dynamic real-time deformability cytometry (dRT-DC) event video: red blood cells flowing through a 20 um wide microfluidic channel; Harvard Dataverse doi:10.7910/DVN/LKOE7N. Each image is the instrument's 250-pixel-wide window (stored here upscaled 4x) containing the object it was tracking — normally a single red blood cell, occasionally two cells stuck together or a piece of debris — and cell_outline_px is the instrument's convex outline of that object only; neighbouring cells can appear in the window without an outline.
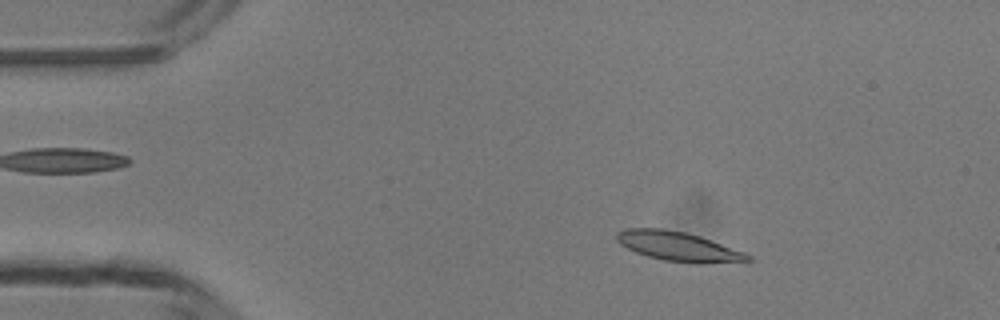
{"species": "common noctule bat (a hibernating species)", "species_latin": "Nyctalus noctula", "temperature_condition": "room temperature", "stored_images_in_passage": 5, "camera_frame_rate_fps": 3000, "um_per_image_px": 0.085, "animal": {"sex": "male", "body_mass_g": 13.3}, "frame": {"image": 1, "passage_image": 2, "time_ms": 1.0, "image_size_px": [1000, 320], "cell_outline_px": [[752, 260], [704, 264], [692, 264], [664, 260], [648, 256], [636, 252], [620, 244], [616, 240], [616, 232], [624, 228], [664, 228], [684, 232], [700, 236], [744, 252], [752, 256]], "centroid_in_image_um": [57.64, 20.95], "position_along_channel_um": 27.4, "area_um2": 22.54}}
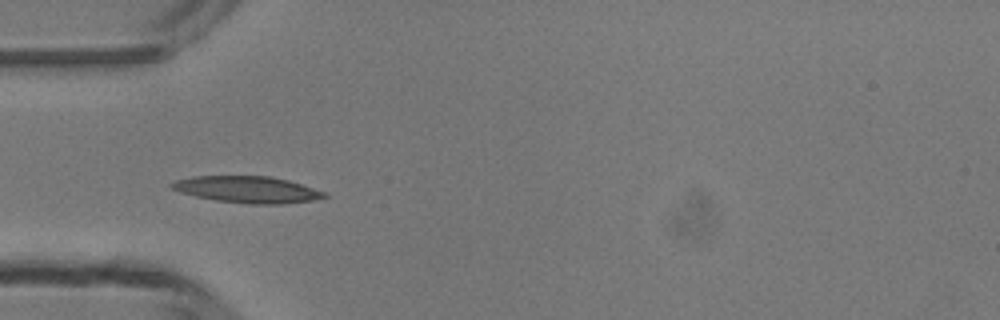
{"frame": {"image": 2, "passage_image": 4, "time_ms": 3.333, "image_size_px": [1000, 320], "cell_outline_px": [[328, 196], [312, 200], [280, 204], [248, 204], [216, 200], [196, 196], [180, 192], [172, 188], [168, 184], [176, 180], [192, 176], [268, 176], [288, 180], [324, 192]], "centroid_in_image_um": [20.98, 16.1], "position_along_channel_um": 64.0, "area_um2": 23.41}}
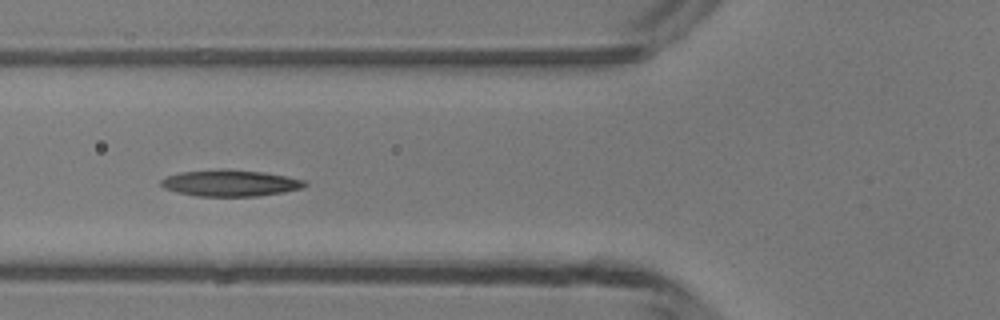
{"frame": {"image": 3, "passage_image": 5, "time_ms": 4.333, "image_size_px": [1000, 320], "cell_outline_px": [[308, 184], [304, 188], [284, 192], [260, 196], [196, 196], [176, 192], [164, 188], [160, 184], [160, 180], [168, 176], [180, 172], [220, 168], [224, 168], [264, 172], [288, 176], [308, 180]], "centroid_in_image_um": [19.62, 15.55], "position_along_channel_um": 106.2, "area_um2": 22.6}}